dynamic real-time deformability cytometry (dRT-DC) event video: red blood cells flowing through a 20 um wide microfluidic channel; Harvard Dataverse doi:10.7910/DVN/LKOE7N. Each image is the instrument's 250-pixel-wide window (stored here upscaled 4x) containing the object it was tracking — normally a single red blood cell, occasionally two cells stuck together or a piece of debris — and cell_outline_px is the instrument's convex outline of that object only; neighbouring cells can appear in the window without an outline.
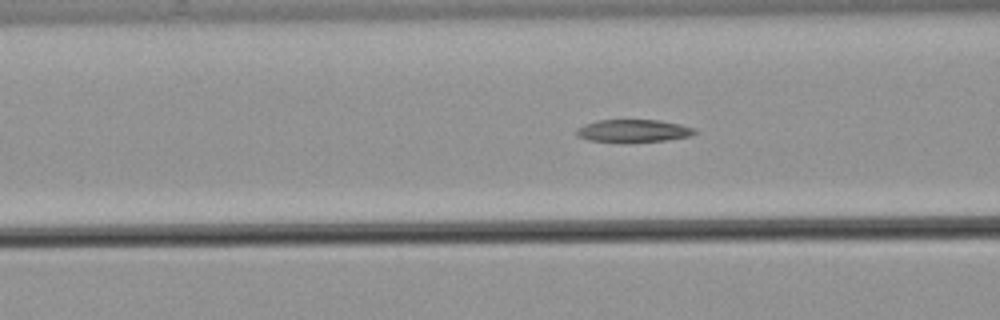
{"species": "common noctule bat (a hibernating species)", "species_latin": "Nyctalus noctula", "temperature_condition": "warm", "stored_images_in_passage": 24, "camera_frame_rate_fps": 3000, "um_per_image_px": 0.085, "animal": {"sex": "male", "body_mass_g": 21.5, "forearm_length_mm": 52.0}, "frame": {"image": 1, "passage_image": 8, "time_ms": 2.333, "image_size_px": [1000, 320], "cell_outline_px": [[696, 132], [688, 136], [664, 140], [588, 140], [576, 136], [576, 128], [584, 124], [596, 120], [660, 120], [680, 124], [696, 128]], "centroid_in_image_um": [53.81, 11.07], "position_along_channel_um": 112.8, "area_um2": 14.97}}